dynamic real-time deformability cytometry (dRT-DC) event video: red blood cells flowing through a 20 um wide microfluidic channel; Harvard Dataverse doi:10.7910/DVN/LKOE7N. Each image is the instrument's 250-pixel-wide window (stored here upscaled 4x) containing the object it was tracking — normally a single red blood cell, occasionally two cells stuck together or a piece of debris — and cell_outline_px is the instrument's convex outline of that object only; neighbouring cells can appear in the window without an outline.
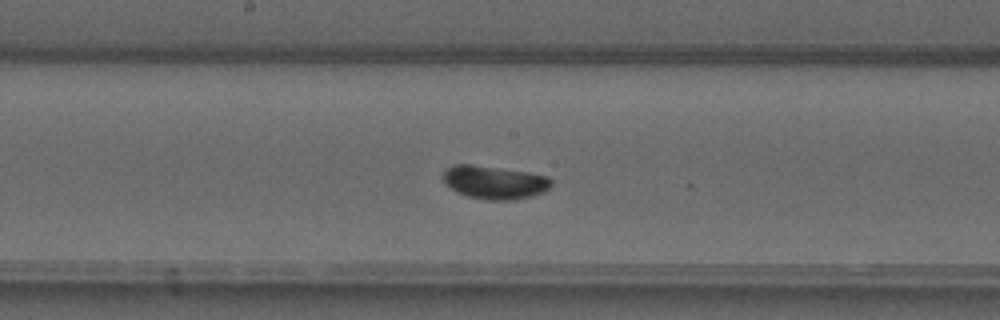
{"species": "common noctule bat (a hibernating species)", "species_latin": "Nyctalus noctula", "temperature_condition": "warm", "stored_images_in_passage": 43, "camera_frame_rate_fps": 3000, "um_per_image_px": 0.085, "animal": {"sex": "male", "forearm_length_mm": 52.5}, "frame": {"image": 1, "passage_image": 26, "time_ms": 8.333, "image_size_px": [1000, 320], "cell_outline_px": [[552, 184], [544, 192], [532, 196], [516, 200], [484, 200], [468, 196], [456, 192], [444, 184], [440, 176], [444, 168], [456, 164], [472, 164], [528, 172], [548, 176], [552, 180]], "centroid_in_image_um": [41.97, 15.49], "position_along_channel_um": 206.2, "area_um2": 21.44}}
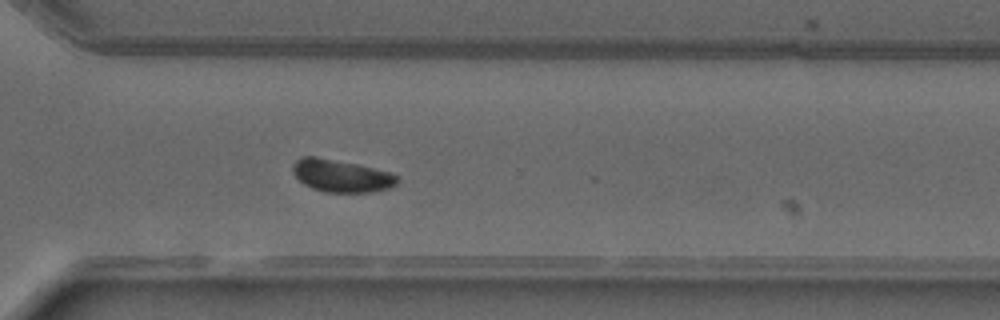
{"frame": {"image": 2, "passage_image": 36, "time_ms": 11.667, "image_size_px": [1000, 320], "cell_outline_px": [[400, 180], [396, 184], [388, 188], [372, 192], [324, 192], [312, 188], [304, 184], [292, 172], [292, 164], [300, 156], [316, 156], [356, 164], [392, 172], [400, 176]], "centroid_in_image_um": [29.02, 14.93], "position_along_channel_um": 341.6, "area_um2": 19.94}}
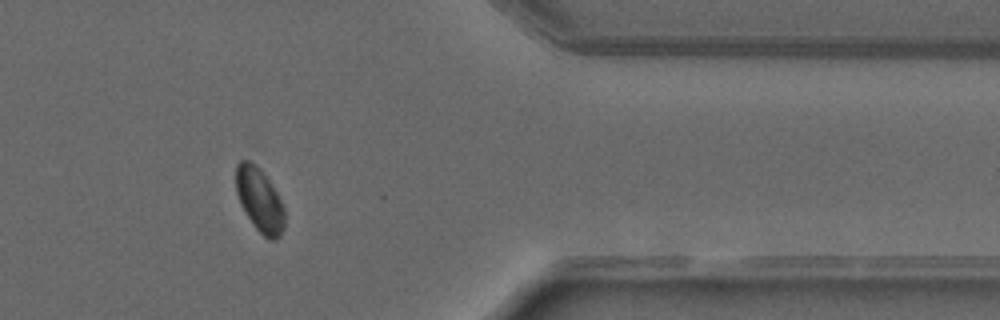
{"frame": {"image": 3, "passage_image": 41, "time_ms": 13.333, "image_size_px": [1000, 320], "cell_outline_px": [[284, 228], [280, 236], [276, 240], [268, 240], [252, 224], [240, 204], [236, 192], [236, 164], [240, 160], [248, 160], [256, 164], [260, 168], [276, 192], [284, 208]], "centroid_in_image_um": [22.05, 17.0], "position_along_channel_um": 389.3, "area_um2": 18.09}, "authors_computed_cell_mechanics": {"area_um2": 19.652, "velocity_mm_per_s": 4.0704, "shape_relaxation_time_tau1_ms": 2.0801, "shape_relaxation_time_tau2_ms": 2.9094, "deformation_change_tau1": 0.0877, "deformation_change_tau2": 0.0496}}